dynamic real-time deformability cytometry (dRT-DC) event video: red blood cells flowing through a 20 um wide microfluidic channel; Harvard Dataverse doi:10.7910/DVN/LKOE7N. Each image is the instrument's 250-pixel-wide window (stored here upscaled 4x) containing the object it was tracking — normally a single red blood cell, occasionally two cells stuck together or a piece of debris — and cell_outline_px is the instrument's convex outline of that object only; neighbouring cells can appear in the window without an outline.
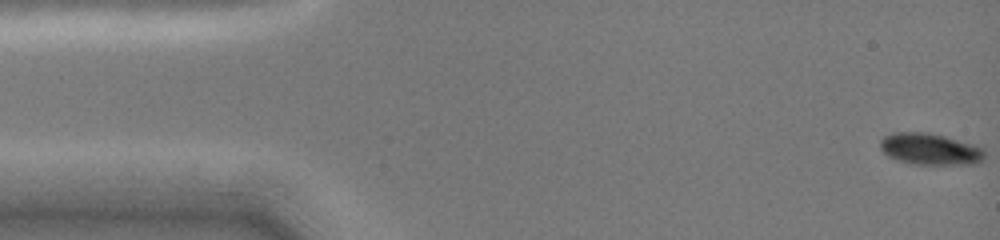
{"species": "common noctule bat (a hibernating species)", "species_latin": "Nyctalus noctula", "temperature_condition": "cold", "stored_images_in_passage": 28, "camera_frame_rate_fps": 3000, "um_per_image_px": 0.085, "animal": {"sex": "female", "body_mass_g": 19.0, "forearm_length_mm": 51.5}, "frame": {"image": 1, "passage_image": 1, "time_ms": 0.0, "image_size_px": [1000, 240], "cell_outline_px": [[984, 160], [976, 164], [912, 164], [896, 160], [888, 156], [880, 148], [880, 140], [884, 136], [896, 132], [928, 132], [944, 136], [972, 144], [984, 148]], "centroid_in_image_um": [79.05, 12.68], "position_along_channel_um": 5.9, "area_um2": 19.25}}
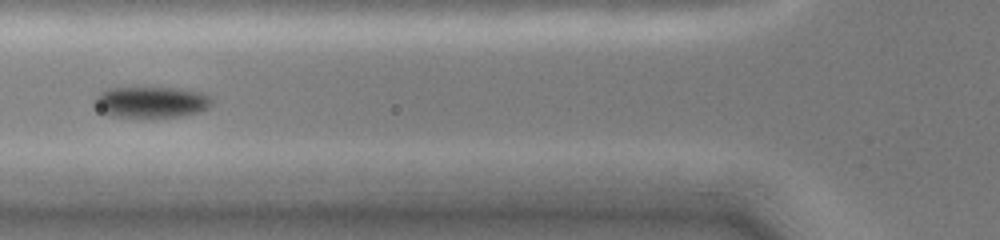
{"frame": {"image": 2, "passage_image": 17, "time_ms": 5.667, "image_size_px": [1000, 240], "cell_outline_px": [[212, 104], [208, 108], [200, 112], [180, 116], [112, 116], [100, 112], [92, 104], [96, 96], [100, 92], [108, 88], [180, 88], [200, 92], [208, 96], [212, 100]], "centroid_in_image_um": [12.82, 8.67], "position_along_channel_um": 113.0, "area_um2": 21.15}}
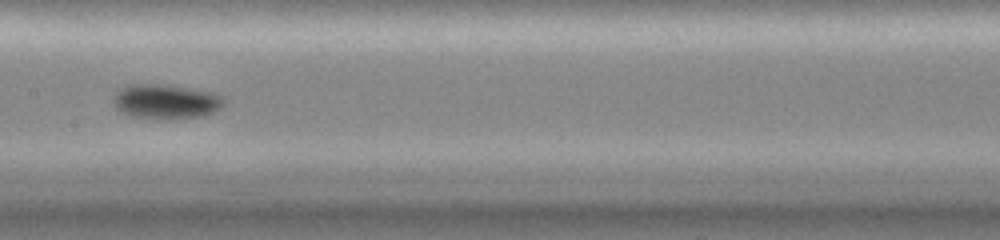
{"frame": {"image": 3, "passage_image": 27, "time_ms": 7.667, "image_size_px": [1000, 240], "cell_outline_px": [[224, 104], [216, 112], [204, 116], [172, 120], [160, 120], [128, 116], [120, 112], [112, 104], [112, 96], [120, 88], [128, 84], [164, 84], [212, 92], [224, 96]], "centroid_in_image_um": [14.07, 8.66], "position_along_channel_um": 193.3, "area_um2": 23.12}}